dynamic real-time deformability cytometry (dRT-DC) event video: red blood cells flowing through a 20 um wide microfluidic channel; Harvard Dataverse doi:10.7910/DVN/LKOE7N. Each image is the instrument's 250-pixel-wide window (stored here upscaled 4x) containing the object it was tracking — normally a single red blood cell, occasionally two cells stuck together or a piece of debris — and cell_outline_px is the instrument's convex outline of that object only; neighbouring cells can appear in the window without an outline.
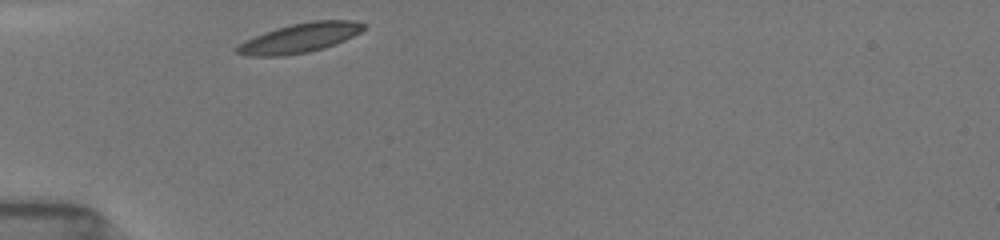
{"species": "common noctule bat (a hibernating species)", "species_latin": "Nyctalus noctula", "temperature_condition": "room temperature", "stored_images_in_passage": 24, "camera_frame_rate_fps": 3000, "um_per_image_px": 0.085, "animal": {"sex": "female", "body_mass_g": 19.5, "forearm_length_mm": 54.1}, "frame": {"image": 1, "passage_image": 1, "time_ms": 0.0, "image_size_px": [1000, 240], "cell_outline_px": [[364, 28], [360, 32], [336, 44], [324, 48], [308, 52], [280, 56], [248, 56], [236, 52], [232, 48], [236, 44], [244, 40], [264, 32], [276, 28], [292, 24], [312, 20], [352, 20], [364, 24]], "centroid_in_image_um": [25.41, 3.23], "position_along_channel_um": 59.6, "area_um2": 21.79}}
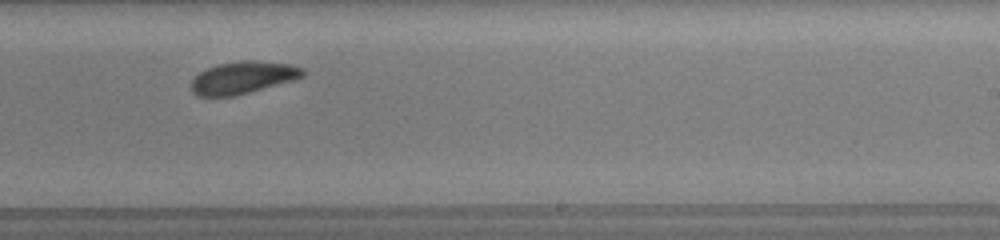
{"frame": {"image": 2, "passage_image": 15, "time_ms": 5.667, "image_size_px": [1000, 240], "cell_outline_px": [[304, 76], [292, 80], [236, 96], [196, 96], [192, 92], [192, 80], [200, 72], [216, 64], [244, 60], [256, 60], [292, 64], [304, 68]], "centroid_in_image_um": [20.66, 6.59], "position_along_channel_um": 268.3, "area_um2": 20.98}}
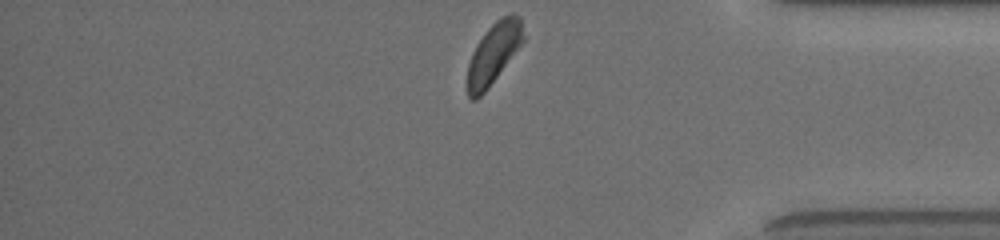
{"frame": {"image": 3, "passage_image": 24, "time_ms": 9.333, "image_size_px": [1000, 240], "cell_outline_px": [[524, 40], [488, 88], [476, 100], [472, 100], [468, 96], [468, 64], [472, 52], [476, 44], [488, 28], [500, 16], [512, 12], [520, 16], [524, 36]], "centroid_in_image_um": [41.96, 4.49], "position_along_channel_um": 393.2, "area_um2": 19.65}, "authors_computed_cell_mechanics": {"area_um2": 21.3571, "velocity_mm_per_s": 3.8639, "shape_relaxation_time_tau1_ms": 1.8194, "shape_relaxation_time_tau2_ms": 3.6799, "deformation_change_tau1": 0.0785, "deformation_change_tau2": 0.0998}}